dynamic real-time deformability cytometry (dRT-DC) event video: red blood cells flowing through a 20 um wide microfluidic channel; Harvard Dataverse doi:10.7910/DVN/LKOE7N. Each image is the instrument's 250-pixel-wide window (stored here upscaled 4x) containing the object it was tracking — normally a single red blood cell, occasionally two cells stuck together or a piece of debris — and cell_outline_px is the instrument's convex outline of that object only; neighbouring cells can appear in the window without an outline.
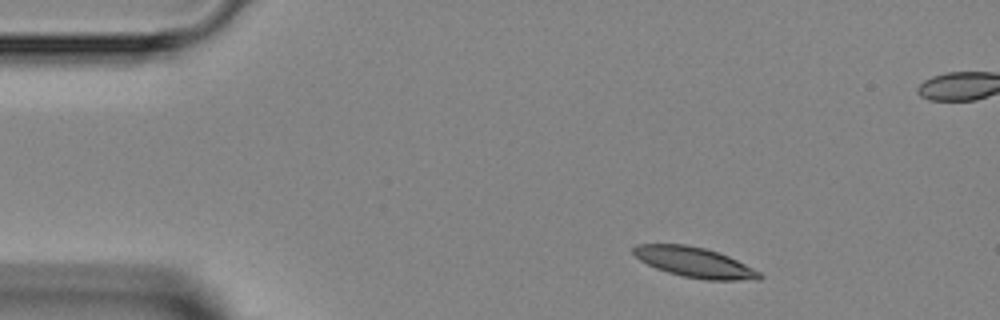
{"species": "Egyptian fruit bat (a non-hibernating species)", "species_latin": "Rousettus aegyptiacus", "temperature_condition": "room temperature", "stored_images_in_passage": 5, "segment_of_instrument_passage": [2, 2], "camera_frame_rate_fps": 3000, "um_per_image_px": 0.085, "animal": {"sex": "female"}, "frame": {"image": 1, "passage_image": 5, "time_ms": 5.0, "image_size_px": [1000, 320], "cell_outline_px": [[764, 276], [760, 280], [704, 280], [684, 276], [668, 272], [656, 268], [640, 260], [632, 252], [632, 248], [636, 244], [684, 244], [704, 248], [728, 256], [760, 272]], "centroid_in_image_um": [59.04, 22.3], "position_along_channel_um": 26.0, "area_um2": 21.96}}